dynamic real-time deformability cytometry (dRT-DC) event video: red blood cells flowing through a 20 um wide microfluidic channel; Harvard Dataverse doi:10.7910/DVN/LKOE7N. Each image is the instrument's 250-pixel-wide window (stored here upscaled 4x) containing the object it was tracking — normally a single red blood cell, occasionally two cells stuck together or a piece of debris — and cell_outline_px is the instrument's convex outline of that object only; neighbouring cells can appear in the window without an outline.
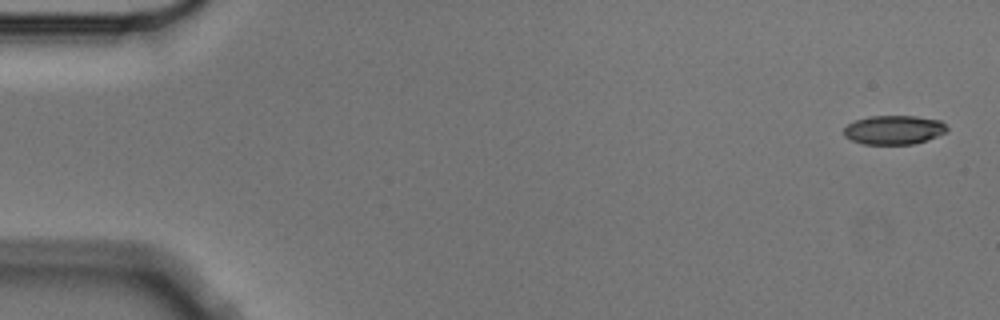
{"species": "Egyptian fruit bat (a non-hibernating species)", "species_latin": "Rousettus aegyptiacus", "temperature_condition": "cold", "stored_images_in_passage": 5, "camera_frame_rate_fps": 3000, "um_per_image_px": 0.085, "animal": {"sex": "male"}, "frame": {"image": 1, "passage_image": 1, "time_ms": 0.0, "image_size_px": [1000, 320], "cell_outline_px": [[948, 132], [912, 144], [864, 144], [852, 140], [844, 136], [844, 128], [848, 124], [856, 120], [868, 116], [916, 116], [940, 120], [948, 128]], "centroid_in_image_um": [75.98, 11.03], "position_along_channel_um": 9.0, "area_um2": 17.34}}
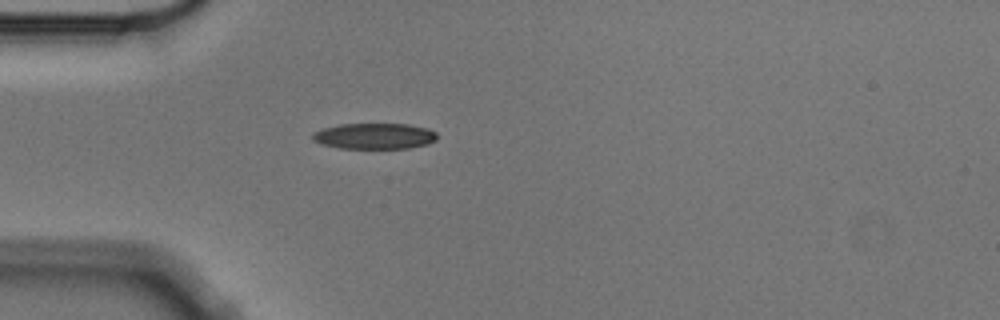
{"frame": {"image": 2, "passage_image": 5, "time_ms": 1.333, "image_size_px": [1000, 320], "cell_outline_px": [[436, 140], [428, 144], [408, 148], [340, 148], [320, 144], [312, 140], [312, 132], [320, 128], [340, 124], [408, 124], [428, 128], [436, 132]], "centroid_in_image_um": [31.79, 11.56], "position_along_channel_um": 53.2, "area_um2": 18.96}}